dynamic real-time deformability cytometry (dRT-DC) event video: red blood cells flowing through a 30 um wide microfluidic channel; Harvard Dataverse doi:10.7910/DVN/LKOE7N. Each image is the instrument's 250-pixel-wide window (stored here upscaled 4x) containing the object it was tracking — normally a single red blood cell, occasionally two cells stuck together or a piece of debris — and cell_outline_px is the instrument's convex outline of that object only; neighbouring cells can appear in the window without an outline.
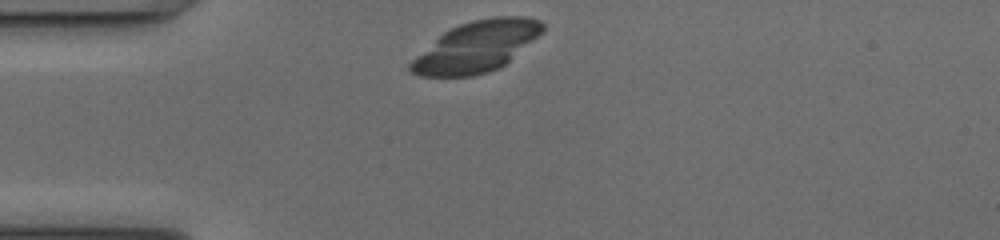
{"species": "common noctule bat (a hibernating species)", "species_latin": "Nyctalus noctula", "temperature_condition": "cold", "stored_images_in_passage": 38, "camera_frame_rate_fps": 3000, "um_per_image_px": 0.085, "animal": {"sex": "female", "body_mass_g": 17.0, "forearm_length_mm": 48.0}, "frame": {"image": 1, "passage_image": 1, "time_ms": 0.0, "image_size_px": [1000, 240], "cell_outline_px": [[544, 28], [540, 32], [500, 64], [492, 68], [480, 72], [464, 76], [428, 76], [416, 72], [412, 68], [412, 64], [420, 56], [452, 28], [464, 24], [480, 20], [536, 20]], "centroid_in_image_um": [40.44, 4.01], "position_along_channel_um": 44.6, "area_um2": 33.93}}